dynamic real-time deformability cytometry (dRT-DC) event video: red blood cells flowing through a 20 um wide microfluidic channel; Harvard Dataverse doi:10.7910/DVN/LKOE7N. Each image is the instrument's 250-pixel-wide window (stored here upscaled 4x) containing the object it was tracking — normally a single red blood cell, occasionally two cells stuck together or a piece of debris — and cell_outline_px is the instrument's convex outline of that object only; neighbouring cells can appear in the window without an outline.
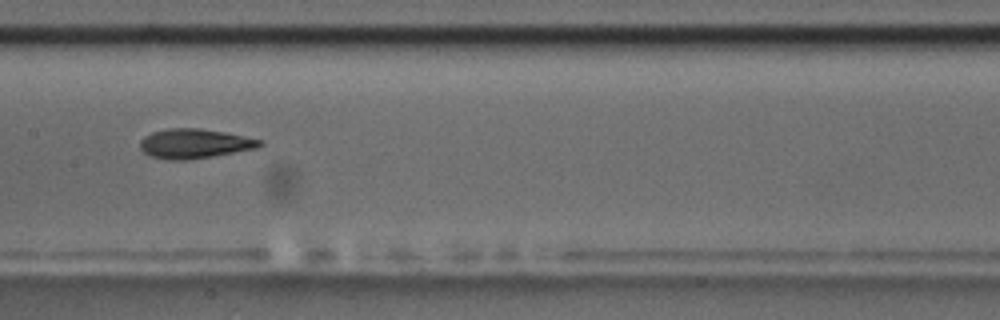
{"species": "common noctule bat (a hibernating species)", "species_latin": "Nyctalus noctula", "temperature_condition": "room temperature", "stored_images_in_passage": 11, "camera_frame_rate_fps": 3000, "um_per_image_px": 0.085, "animal": {"sex": "male", "body_mass_g": 17.5, "forearm_length_mm": 52.3}, "frame": {"image": 1, "passage_image": 8, "time_ms": 2.333, "image_size_px": [1000, 320], "cell_outline_px": [[264, 144], [256, 148], [212, 156], [188, 160], [168, 160], [148, 156], [140, 148], [140, 140], [144, 136], [152, 132], [168, 128], [200, 128], [224, 132], [264, 140]], "centroid_in_image_um": [16.51, 12.2], "position_along_channel_um": 190.9, "area_um2": 20.69}}